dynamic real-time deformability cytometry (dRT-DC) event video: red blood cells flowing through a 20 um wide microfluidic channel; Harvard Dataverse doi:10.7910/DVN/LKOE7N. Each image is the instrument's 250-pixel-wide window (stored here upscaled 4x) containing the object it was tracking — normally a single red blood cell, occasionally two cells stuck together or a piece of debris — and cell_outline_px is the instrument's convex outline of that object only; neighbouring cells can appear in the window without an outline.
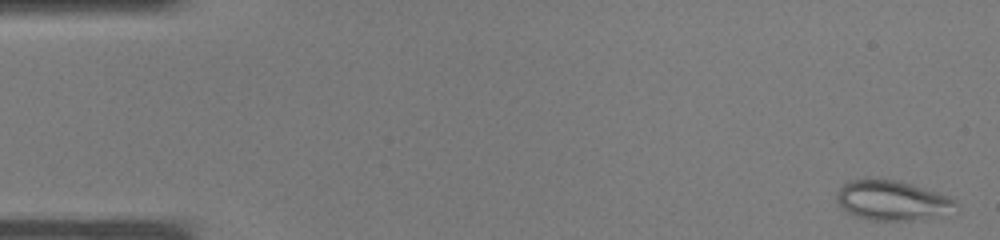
{"species": "common noctule bat (a hibernating species)", "species_latin": "Nyctalus noctula", "temperature_condition": "warm", "stored_images_in_passage": 38, "camera_frame_rate_fps": 3000, "um_per_image_px": 0.085, "animal": {"sex": "male", "body_mass_g": 19.0, "forearm_length_mm": 50.8}, "frame": {"image": 1, "passage_image": 1, "time_ms": 0.0, "image_size_px": [1000, 240], "cell_outline_px": [[960, 212], [908, 220], [872, 220], [856, 216], [848, 212], [836, 200], [836, 192], [848, 180], [864, 176], [876, 176], [900, 180], [948, 196], [956, 200]], "centroid_in_image_um": [75.84, 16.98], "position_along_channel_um": 9.2, "area_um2": 28.38}}
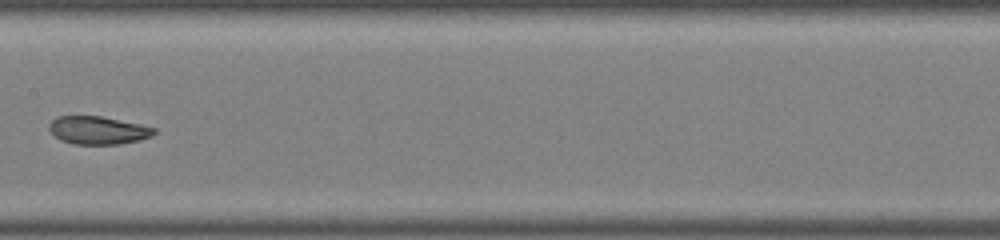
{"frame": {"image": 2, "passage_image": 19, "time_ms": 6.0, "image_size_px": [1000, 240], "cell_outline_px": [[156, 132], [152, 136], [140, 140], [120, 144], [72, 144], [60, 140], [48, 128], [48, 124], [56, 116], [100, 116], [140, 124], [156, 128]], "centroid_in_image_um": [8.33, 11.07], "position_along_channel_um": 199.1, "area_um2": 17.17}}
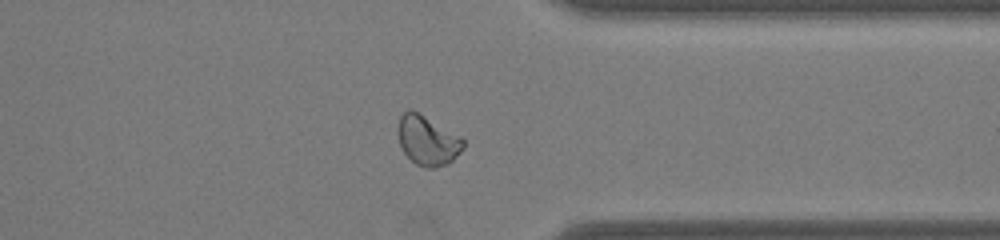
{"frame": {"image": 3, "passage_image": 29, "time_ms": 9.333, "image_size_px": [1000, 240], "cell_outline_px": [[464, 148], [448, 164], [432, 168], [424, 168], [416, 164], [404, 152], [400, 144], [396, 132], [396, 128], [400, 116], [408, 108], [412, 108], [460, 136], [464, 140]], "centroid_in_image_um": [36.31, 11.91], "position_along_channel_um": 375.1, "area_um2": 19.07}}